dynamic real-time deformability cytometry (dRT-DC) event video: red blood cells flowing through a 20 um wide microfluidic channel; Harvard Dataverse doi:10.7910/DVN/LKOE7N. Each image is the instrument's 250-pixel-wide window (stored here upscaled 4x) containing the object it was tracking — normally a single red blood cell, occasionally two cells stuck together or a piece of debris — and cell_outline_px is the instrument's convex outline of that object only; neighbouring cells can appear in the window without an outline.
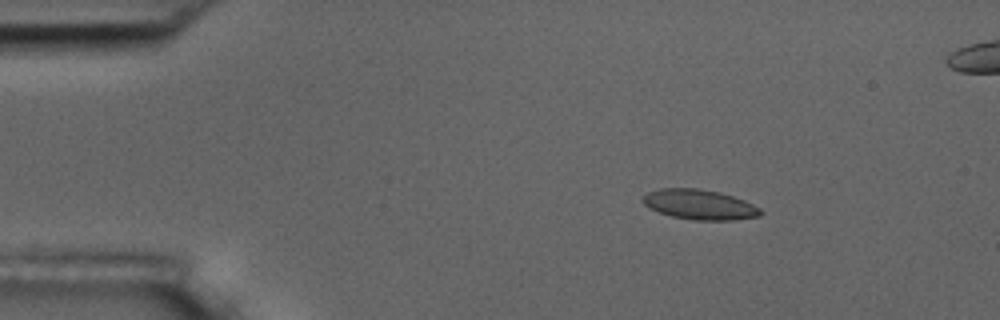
{"species": "common noctule bat (a hibernating species)", "species_latin": "Nyctalus noctula", "temperature_condition": "room temperature", "stored_images_in_passage": 6, "camera_frame_rate_fps": 3000, "um_per_image_px": 0.085, "animal": {"sex": "male", "body_mass_g": 17.5, "forearm_length_mm": 52.3}, "frame": {"image": 1, "passage_image": 3, "time_ms": 2.333, "image_size_px": [1000, 320], "cell_outline_px": [[764, 212], [760, 216], [732, 220], [696, 220], [672, 216], [660, 212], [644, 204], [640, 200], [648, 192], [660, 188], [696, 188], [720, 192], [744, 200], [760, 208]], "centroid_in_image_um": [59.48, 17.38], "position_along_channel_um": 25.5, "area_um2": 20.46}}